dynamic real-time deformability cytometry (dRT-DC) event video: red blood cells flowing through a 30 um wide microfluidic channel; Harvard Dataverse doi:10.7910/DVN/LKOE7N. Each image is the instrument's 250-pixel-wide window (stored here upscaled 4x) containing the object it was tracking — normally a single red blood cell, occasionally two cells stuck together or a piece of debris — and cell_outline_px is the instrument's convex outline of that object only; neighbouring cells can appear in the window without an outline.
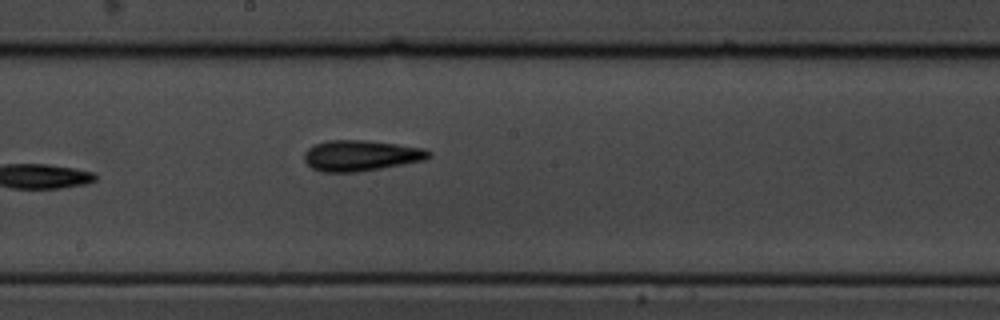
{"species": "common noctule bat (a hibernating species)", "species_latin": "Nyctalus noctula", "temperature_condition": "cold", "stored_images_in_passage": 10, "camera_frame_rate_fps": 3000, "um_per_image_px": 0.085, "animal": {"sex": "male", "body_mass_g": 19.5, "forearm_length_mm": 54.6}, "frame": {"image": 1, "passage_image": 10, "time_ms": 3.0, "image_size_px": [1000, 320], "cell_outline_px": [[432, 156], [424, 160], [380, 168], [356, 172], [324, 172], [312, 168], [304, 160], [304, 152], [308, 148], [316, 144], [328, 140], [364, 140], [396, 144], [424, 148], [432, 152]], "centroid_in_image_um": [30.67, 13.22], "position_along_channel_um": 217.5, "area_um2": 22.2}}